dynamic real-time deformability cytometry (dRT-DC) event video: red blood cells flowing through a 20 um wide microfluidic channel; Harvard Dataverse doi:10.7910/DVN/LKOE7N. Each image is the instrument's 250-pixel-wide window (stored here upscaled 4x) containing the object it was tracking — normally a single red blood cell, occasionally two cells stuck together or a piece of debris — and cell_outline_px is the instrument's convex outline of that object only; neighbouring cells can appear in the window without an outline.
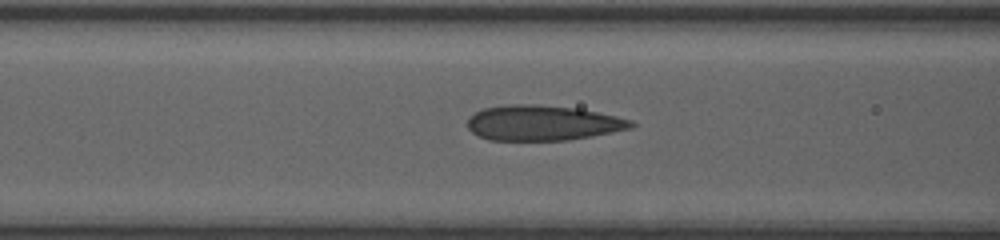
{"species": "human", "species_latin": "Homo sapiens", "temperature_condition": "room temperature", "stored_images_in_passage": 21, "camera_frame_rate_fps": 3000, "um_per_image_px": 0.085, "donor": {"sex": "female"}, "frame": {"image": 1, "passage_image": 10, "time_ms": 1.333, "image_size_px": [1000, 240], "cell_outline_px": [[636, 124], [632, 128], [612, 132], [568, 140], [488, 140], [472, 132], [468, 128], [468, 116], [484, 108], [512, 104], [536, 104], [576, 108], [616, 116], [632, 120]], "centroid_in_image_um": [46.12, 10.45], "position_along_channel_um": 120.5, "area_um2": 33.47}}
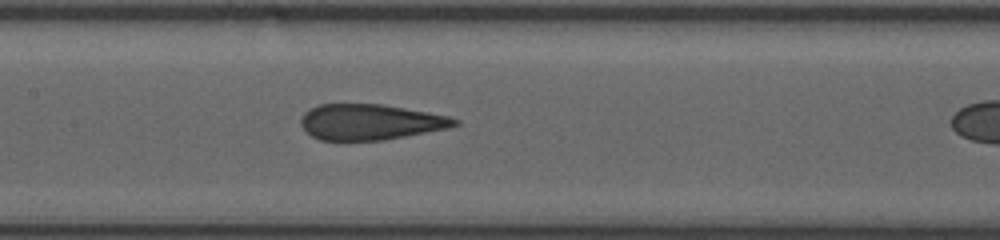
{"frame": {"image": 2, "passage_image": 19, "time_ms": 2.667, "image_size_px": [1000, 240], "cell_outline_px": [[460, 124], [448, 128], [384, 140], [320, 140], [312, 136], [300, 124], [300, 120], [304, 112], [308, 108], [320, 104], [384, 104], [448, 116], [460, 120]], "centroid_in_image_um": [31.46, 10.36], "position_along_channel_um": 175.9, "area_um2": 31.96}}